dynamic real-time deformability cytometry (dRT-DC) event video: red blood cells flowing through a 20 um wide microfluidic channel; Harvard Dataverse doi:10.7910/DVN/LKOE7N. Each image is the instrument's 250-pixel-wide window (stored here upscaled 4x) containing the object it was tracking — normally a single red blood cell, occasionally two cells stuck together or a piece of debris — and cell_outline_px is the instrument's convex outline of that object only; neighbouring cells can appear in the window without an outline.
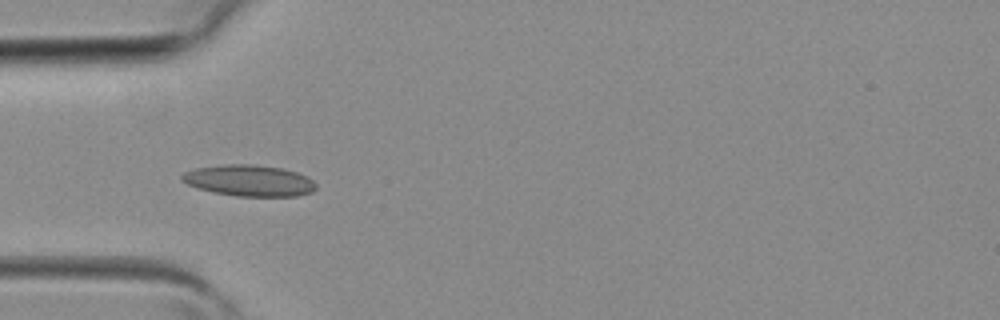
{"species": "common noctule bat (a hibernating species)", "species_latin": "Nyctalus noctula", "temperature_condition": "room temperature", "stored_images_in_passage": 1, "camera_frame_rate_fps": 3000, "um_per_image_px": 0.085, "animal": {"sex": "female", "body_mass_g": 19.3, "forearm_length_mm": 54.1}, "frame": {"image": 1, "passage_image": 1, "time_ms": 0.0, "image_size_px": [1000, 320], "cell_outline_px": [[316, 188], [312, 192], [296, 196], [236, 196], [196, 188], [180, 180], [180, 176], [184, 172], [196, 168], [220, 164], [256, 164], [284, 168], [308, 176], [316, 184]], "centroid_in_image_um": [21.18, 15.33], "position_along_channel_um": 63.8, "area_um2": 24.62}}